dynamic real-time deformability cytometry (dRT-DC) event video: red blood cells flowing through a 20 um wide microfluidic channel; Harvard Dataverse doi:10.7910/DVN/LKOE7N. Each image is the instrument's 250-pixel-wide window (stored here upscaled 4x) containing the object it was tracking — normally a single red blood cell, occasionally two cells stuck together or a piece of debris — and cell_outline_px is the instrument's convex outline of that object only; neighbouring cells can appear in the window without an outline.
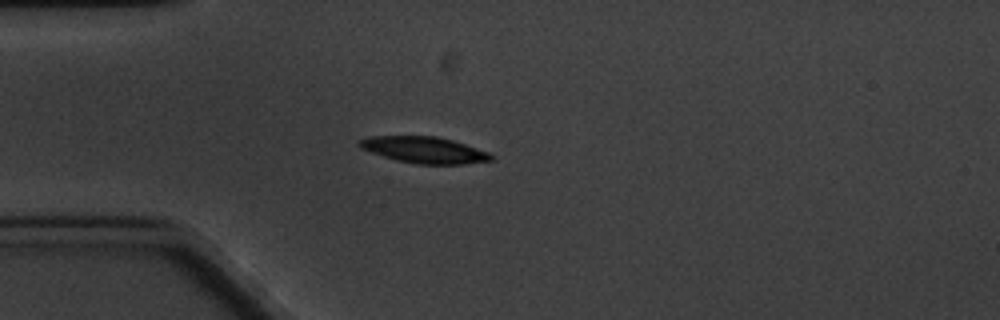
{"species": "common noctule bat (a hibernating species)", "species_latin": "Nyctalus noctula", "temperature_condition": "cold", "stored_images_in_passage": 7, "camera_frame_rate_fps": 3000, "um_per_image_px": 0.085, "animal": {"sex": "male", "body_mass_g": 20.1, "forearm_length_mm": 53.5}, "frame": {"image": 1, "passage_image": 3, "time_ms": 3.333, "image_size_px": [1000, 320], "cell_outline_px": [[492, 160], [464, 164], [416, 164], [396, 160], [360, 148], [356, 144], [360, 140], [372, 136], [436, 136], [452, 140], [488, 152], [492, 156]], "centroid_in_image_um": [36.04, 12.74], "position_along_channel_um": 49.0, "area_um2": 20.0}}